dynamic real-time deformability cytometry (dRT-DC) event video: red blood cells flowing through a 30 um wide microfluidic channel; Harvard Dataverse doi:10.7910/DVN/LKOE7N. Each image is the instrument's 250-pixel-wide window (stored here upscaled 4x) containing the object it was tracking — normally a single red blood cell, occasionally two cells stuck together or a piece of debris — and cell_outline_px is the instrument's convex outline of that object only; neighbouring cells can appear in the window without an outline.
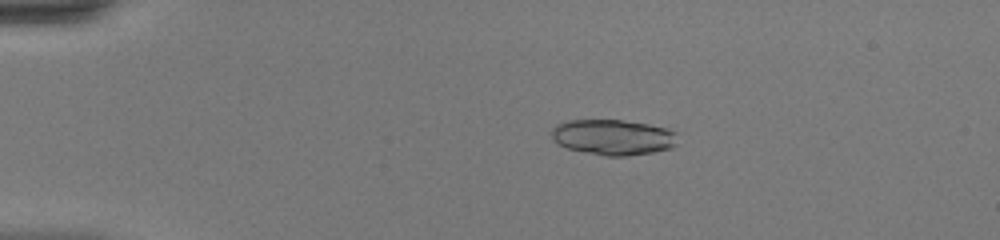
{"species": "common noctule bat (a hibernating species)", "species_latin": "Nyctalus noctula", "temperature_condition": "warm", "stored_images_in_passage": 41, "camera_frame_rate_fps": 3000, "um_per_image_px": 0.085, "animal": {"sex": "female", "body_mass_g": 20.0, "forearm_length_mm": 54.0}, "frame": {"image": 1, "passage_image": 4, "time_ms": 1.0, "image_size_px": [1000, 240], "cell_outline_px": [[680, 144], [672, 148], [652, 152], [628, 156], [604, 156], [568, 148], [556, 144], [552, 140], [552, 128], [556, 124], [568, 120], [620, 120], [648, 124], [668, 128], [676, 132]], "centroid_in_image_um": [52.15, 11.66], "position_along_channel_um": 32.9, "area_um2": 26.47}}